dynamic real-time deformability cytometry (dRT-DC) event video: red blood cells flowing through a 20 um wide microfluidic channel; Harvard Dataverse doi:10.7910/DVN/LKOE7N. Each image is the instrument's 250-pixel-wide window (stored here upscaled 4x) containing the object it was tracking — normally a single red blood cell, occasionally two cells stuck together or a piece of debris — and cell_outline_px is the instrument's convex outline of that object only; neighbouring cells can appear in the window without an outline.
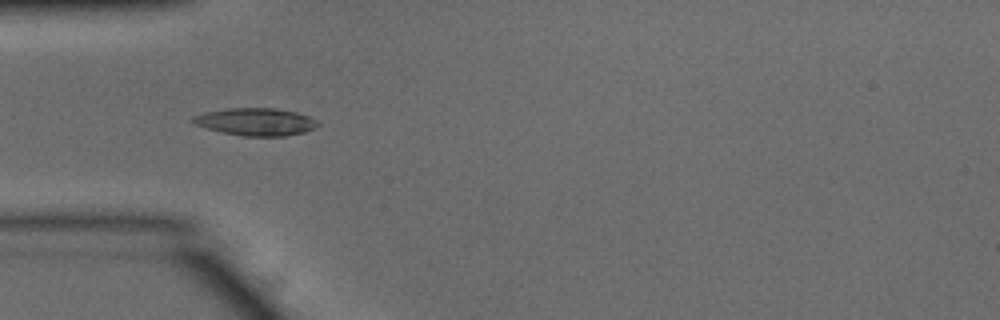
{"species": "common noctule bat (a hibernating species)", "species_latin": "Nyctalus noctula", "temperature_condition": "warm", "stored_images_in_passage": 11, "camera_frame_rate_fps": 3000, "um_per_image_px": 0.085, "animal": {"sex": "male", "body_mass_g": 15.6}, "frame": {"image": 1, "passage_image": 2, "time_ms": 0.333, "image_size_px": [1000, 320], "cell_outline_px": [[320, 124], [316, 128], [304, 132], [284, 136], [244, 136], [224, 132], [208, 128], [196, 124], [192, 120], [192, 116], [204, 112], [228, 108], [276, 108], [296, 112], [308, 116], [316, 120]], "centroid_in_image_um": [21.78, 10.34], "position_along_channel_um": 63.2, "area_um2": 19.88}}